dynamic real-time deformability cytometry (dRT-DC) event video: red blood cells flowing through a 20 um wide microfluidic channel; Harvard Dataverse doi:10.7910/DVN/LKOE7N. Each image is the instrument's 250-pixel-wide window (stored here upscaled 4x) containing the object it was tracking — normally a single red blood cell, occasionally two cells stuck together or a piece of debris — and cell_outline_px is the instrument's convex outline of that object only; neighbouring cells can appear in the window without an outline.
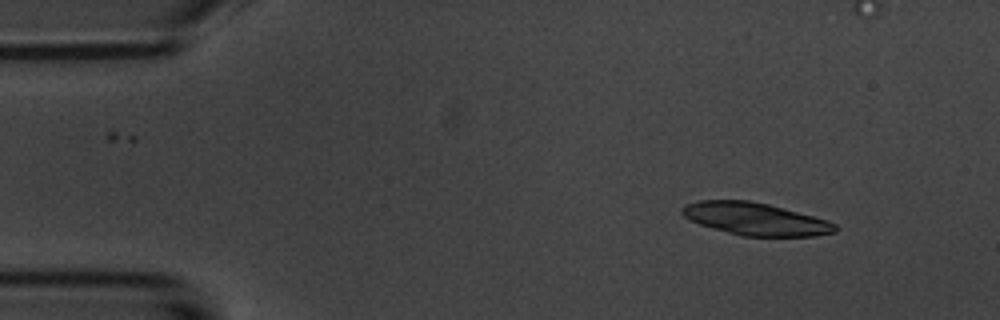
{"species": "common noctule bat (a hibernating species)", "species_latin": "Nyctalus noctula", "temperature_condition": "room temperature", "stored_images_in_passage": 4, "camera_frame_rate_fps": 3000, "um_per_image_px": 0.085, "animal": {"sex": "male", "body_mass_g": 20.1, "forearm_length_mm": 53.5}, "frame": {"image": 1, "passage_image": 1, "time_ms": 0.0, "image_size_px": [1000, 320], "cell_outline_px": [[836, 232], [816, 236], [740, 236], [712, 228], [688, 220], [680, 212], [680, 208], [684, 204], [700, 200], [748, 200], [768, 204], [828, 220], [836, 224]], "centroid_in_image_um": [64.17, 18.61], "position_along_channel_um": 20.8, "area_um2": 29.07}}